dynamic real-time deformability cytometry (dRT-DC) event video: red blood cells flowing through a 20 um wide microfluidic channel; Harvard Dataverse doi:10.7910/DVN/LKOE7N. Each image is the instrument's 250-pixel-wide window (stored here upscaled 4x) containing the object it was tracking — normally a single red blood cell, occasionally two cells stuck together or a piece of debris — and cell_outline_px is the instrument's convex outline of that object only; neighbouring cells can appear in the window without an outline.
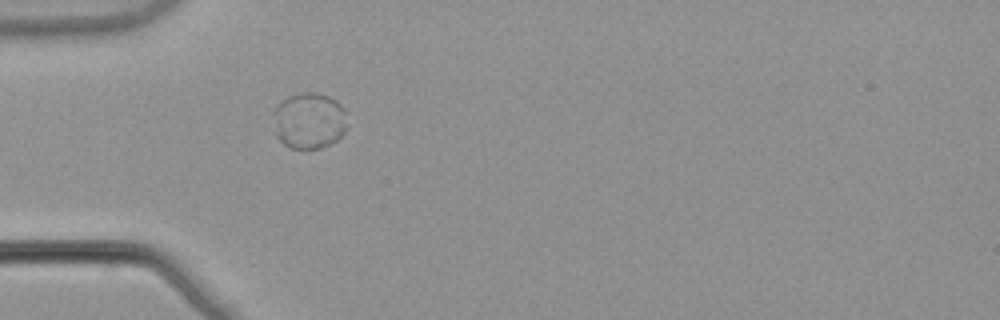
{"species": "common noctule bat (a hibernating species)", "species_latin": "Nyctalus noctula", "temperature_condition": "warm", "stored_images_in_passage": 54, "segment_of_instrument_passage": [3, 3], "camera_frame_rate_fps": 3000, "um_per_image_px": 0.085, "animal": {"sex": "male", "body_mass_g": 21.5, "forearm_length_mm": 52.0}, "frame": {"image": 1, "passage_image": 18, "time_ms": 5.667, "image_size_px": [1000, 320], "cell_outline_px": [[344, 132], [332, 144], [320, 148], [292, 148], [284, 144], [272, 132], [276, 108], [280, 100], [288, 96], [300, 92], [316, 92], [328, 96], [336, 100], [344, 108]], "centroid_in_image_um": [26.23, 10.25], "position_along_channel_um": 58.8, "area_um2": 24.22}}
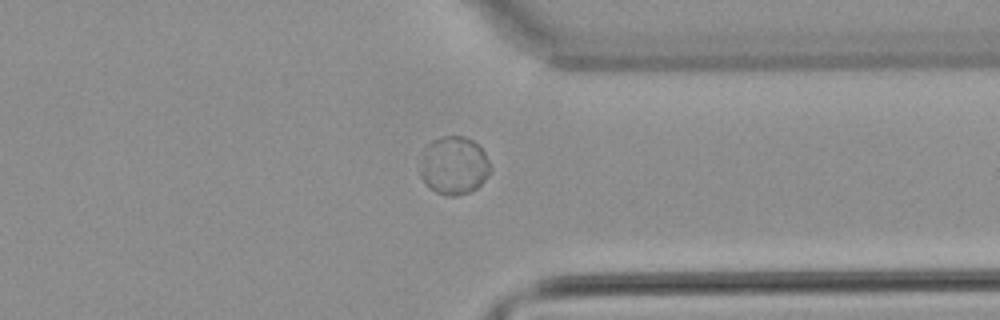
{"frame": {"image": 2, "passage_image": 43, "time_ms": 14.0, "image_size_px": [1000, 320], "cell_outline_px": [[492, 168], [484, 180], [472, 192], [456, 196], [444, 196], [436, 192], [420, 176], [420, 172], [424, 156], [428, 144], [432, 140], [444, 136], [464, 136], [480, 144]], "centroid_in_image_um": [38.63, 14.07], "position_along_channel_um": 372.8, "area_um2": 23.58}}
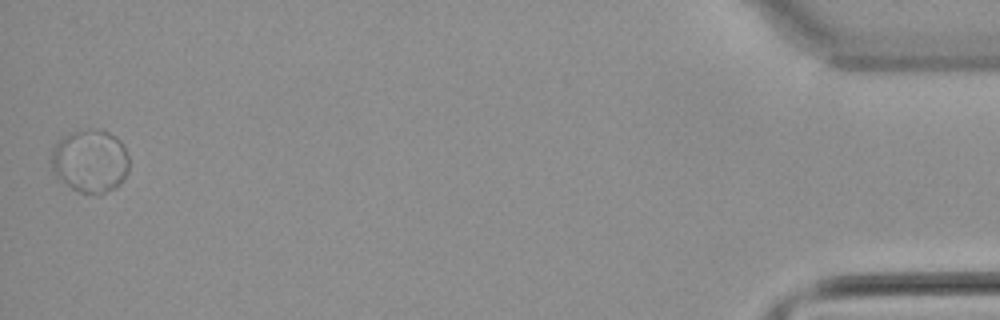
{"frame": {"image": 3, "passage_image": 54, "time_ms": 17.667, "image_size_px": [1000, 320], "cell_outline_px": [[128, 172], [120, 184], [104, 192], [80, 192], [72, 188], [56, 176], [52, 172], [52, 148], [56, 140], [68, 132], [88, 128], [96, 128], [108, 132], [116, 136], [120, 140], [128, 156]], "centroid_in_image_um": [7.64, 13.62], "position_along_channel_um": 427.6, "area_um2": 28.67}}